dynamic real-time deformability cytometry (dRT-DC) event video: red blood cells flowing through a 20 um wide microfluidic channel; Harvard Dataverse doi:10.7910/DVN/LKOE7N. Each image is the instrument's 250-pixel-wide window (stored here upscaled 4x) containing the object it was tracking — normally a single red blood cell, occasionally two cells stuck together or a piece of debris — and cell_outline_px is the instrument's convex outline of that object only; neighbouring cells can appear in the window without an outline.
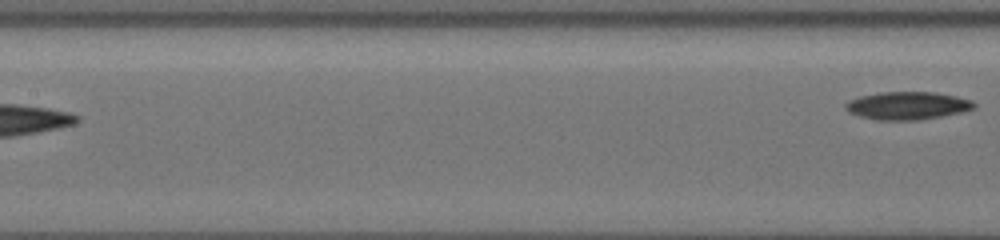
{"species": "common noctule bat (a hibernating species)", "species_latin": "Nyctalus noctula", "temperature_condition": "cold", "stored_images_in_passage": 10, "segment_of_instrument_passage": [2, 2], "camera_frame_rate_fps": 3000, "um_per_image_px": 0.085, "animal": {"sex": "female", "body_mass_g": 19.5, "forearm_length_mm": 54.1}, "frame": {"image": 1, "passage_image": 10, "time_ms": 4.0, "image_size_px": [1000, 240], "cell_outline_px": [[976, 108], [964, 112], [916, 120], [876, 120], [860, 116], [848, 112], [844, 108], [844, 104], [848, 100], [860, 96], [880, 92], [936, 92], [956, 96], [972, 100], [976, 104]], "centroid_in_image_um": [77.13, 8.97], "position_along_channel_um": 130.3, "area_um2": 21.04}}